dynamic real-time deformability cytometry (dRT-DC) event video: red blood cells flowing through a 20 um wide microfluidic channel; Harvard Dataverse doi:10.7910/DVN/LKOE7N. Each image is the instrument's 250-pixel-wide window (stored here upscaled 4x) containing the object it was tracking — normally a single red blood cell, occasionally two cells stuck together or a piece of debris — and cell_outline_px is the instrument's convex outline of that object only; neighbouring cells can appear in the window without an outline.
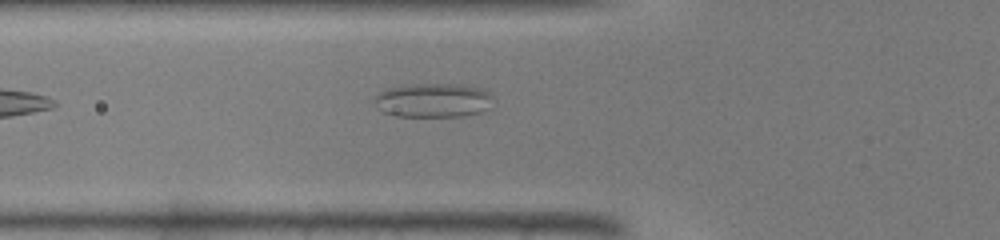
{"species": "common noctule bat (a hibernating species)", "species_latin": "Nyctalus noctula", "temperature_condition": "warm", "stored_images_in_passage": 33, "segment_of_instrument_passage": [1, 2], "camera_frame_rate_fps": 3000, "um_per_image_px": 0.085, "animal": {"sex": "male", "body_mass_g": 19.0, "forearm_length_mm": 50.8}, "frame": {"image": 1, "passage_image": 3, "time_ms": 0.667, "image_size_px": [1000, 240], "cell_outline_px": [[492, 108], [480, 112], [460, 116], [396, 116], [384, 112], [380, 108], [376, 100], [376, 96], [384, 88], [404, 84], [464, 84], [484, 88], [492, 92]], "centroid_in_image_um": [36.9, 8.5], "position_along_channel_um": 88.9, "area_um2": 23.93}}
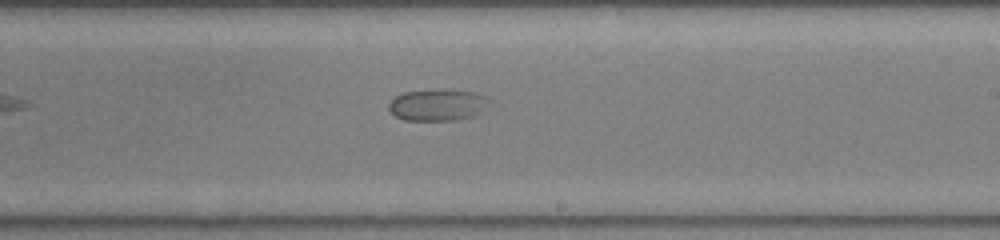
{"frame": {"image": 2, "passage_image": 14, "time_ms": 4.333, "image_size_px": [1000, 240], "cell_outline_px": [[492, 100], [472, 116], [456, 120], [404, 120], [396, 116], [388, 108], [388, 104], [396, 96], [404, 92], [476, 92]], "centroid_in_image_um": [37.16, 8.96], "position_along_channel_um": 251.8, "area_um2": 17.46}}
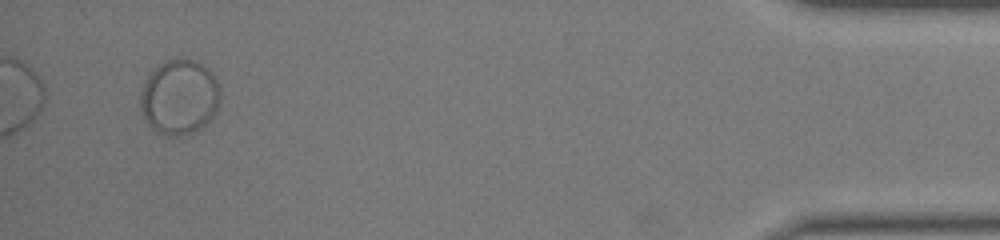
{"frame": {"image": 3, "passage_image": 30, "time_ms": 9.667, "image_size_px": [1000, 240], "cell_outline_px": [[220, 96], [216, 112], [196, 132], [176, 136], [168, 136], [152, 128], [148, 124], [140, 108], [140, 96], [144, 80], [160, 64], [168, 60], [196, 60], [204, 64], [212, 72], [220, 88]], "centroid_in_image_um": [15.26, 8.26], "position_along_channel_um": 419.9, "area_um2": 34.74}}